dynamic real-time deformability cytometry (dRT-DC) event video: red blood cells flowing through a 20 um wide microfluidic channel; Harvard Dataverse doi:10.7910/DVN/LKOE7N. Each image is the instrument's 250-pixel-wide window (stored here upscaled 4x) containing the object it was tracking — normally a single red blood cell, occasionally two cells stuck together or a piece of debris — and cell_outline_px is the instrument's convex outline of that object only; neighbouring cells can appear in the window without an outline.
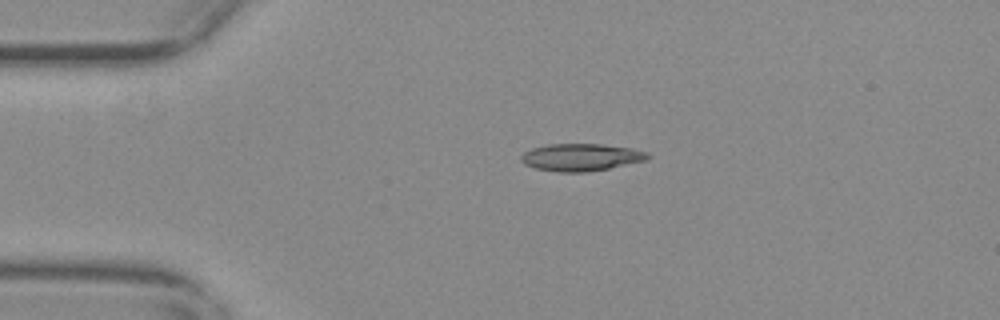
{"species": "common noctule bat (a hibernating species)", "species_latin": "Nyctalus noctula", "temperature_condition": "warm", "stored_images_in_passage": 4, "camera_frame_rate_fps": 3000, "um_per_image_px": 0.085, "animal": {"sex": "female", "body_mass_g": 29.2, "forearm_length_mm": 56.3}, "frame": {"image": 1, "passage_image": 1, "time_ms": 0.0, "image_size_px": [1000, 320], "cell_outline_px": [[652, 156], [648, 160], [588, 172], [560, 172], [536, 168], [524, 164], [520, 160], [520, 156], [524, 152], [532, 148], [548, 144], [600, 144], [632, 148], [648, 152]], "centroid_in_image_um": [49.41, 13.36], "position_along_channel_um": 35.6, "area_um2": 20.23}}